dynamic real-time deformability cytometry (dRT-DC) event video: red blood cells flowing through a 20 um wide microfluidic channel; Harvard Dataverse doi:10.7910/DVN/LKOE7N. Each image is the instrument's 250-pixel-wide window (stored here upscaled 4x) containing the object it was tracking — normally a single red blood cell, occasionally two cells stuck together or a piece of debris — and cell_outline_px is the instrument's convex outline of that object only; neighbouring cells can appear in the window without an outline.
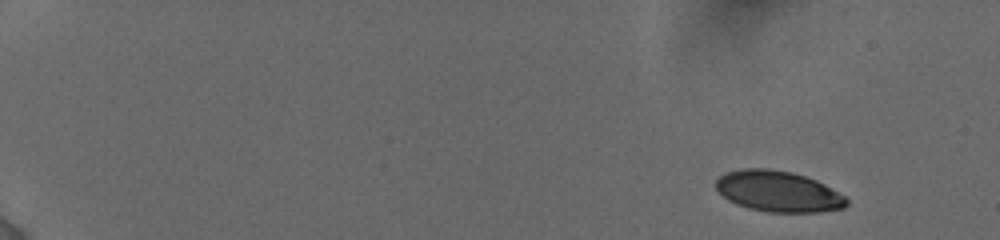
{"species": "human", "species_latin": "Homo sapiens", "temperature_condition": "cold", "stored_images_in_passage": 58, "camera_frame_rate_fps": 3000, "um_per_image_px": 0.085, "donor": {"sex": "female"}, "frame": {"image": 1, "passage_image": 1, "time_ms": 0.0, "image_size_px": [1000, 240], "cell_outline_px": [[848, 204], [844, 208], [816, 212], [768, 212], [748, 208], [736, 204], [728, 200], [716, 188], [716, 180], [724, 172], [744, 168], [768, 168], [792, 172], [816, 180], [824, 184], [844, 196], [848, 200]], "centroid_in_image_um": [66.13, 16.26], "position_along_channel_um": 18.9, "area_um2": 31.1}}
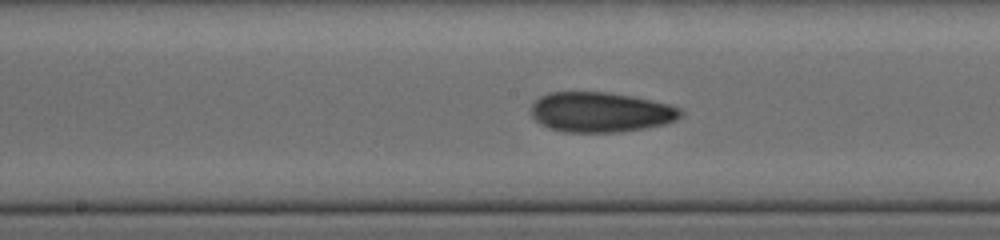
{"frame": {"image": 2, "passage_image": 32, "time_ms": 9.0, "image_size_px": [1000, 240], "cell_outline_px": [[684, 112], [676, 120], [664, 124], [644, 128], [620, 132], [564, 132], [548, 128], [536, 120], [532, 116], [532, 104], [540, 96], [548, 92], [608, 92], [632, 96], [652, 100], [668, 104], [680, 108]], "centroid_in_image_um": [51.05, 9.53], "position_along_channel_um": 197.1, "area_um2": 34.91}}
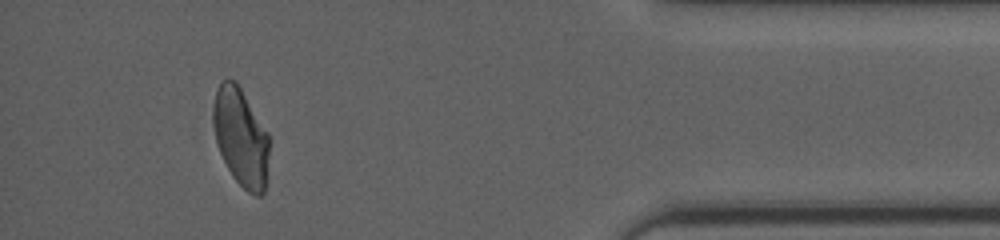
{"frame": {"image": 3, "passage_image": 54, "time_ms": 15.667, "image_size_px": [1000, 240], "cell_outline_px": [[268, 152], [264, 192], [260, 196], [256, 196], [248, 192], [232, 176], [220, 152], [216, 140], [212, 120], [212, 116], [216, 88], [220, 80], [236, 80], [268, 132]], "centroid_in_image_um": [20.45, 11.62], "position_along_channel_um": 414.7, "area_um2": 31.79}, "authors_computed_cell_mechanics": {"area_um2": 32.7437, "velocity_mm_per_s": 3.8358, "shape_relaxation_time_tau1_ms": 9.18, "shape_relaxation_time_tau2_ms": 2.5373, "deformation_change_tau1": 0.2029, "deformation_change_tau2": 0.0824}}